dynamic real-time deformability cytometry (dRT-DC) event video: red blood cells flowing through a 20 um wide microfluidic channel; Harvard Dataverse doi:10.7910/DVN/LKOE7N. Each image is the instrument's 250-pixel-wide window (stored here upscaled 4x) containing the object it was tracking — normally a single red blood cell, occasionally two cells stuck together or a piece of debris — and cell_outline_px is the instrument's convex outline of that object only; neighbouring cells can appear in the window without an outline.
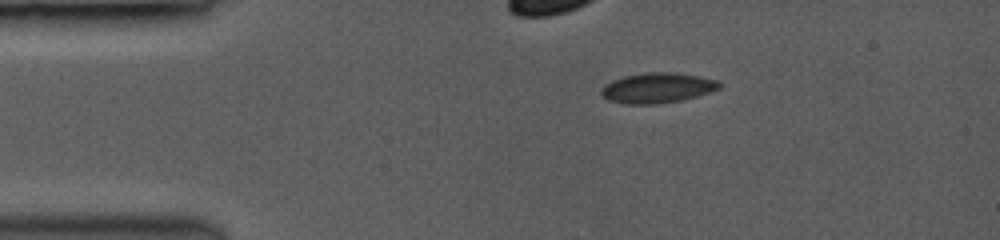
{"species": "common noctule bat (a hibernating species)", "species_latin": "Nyctalus noctula", "temperature_condition": "room temperature", "stored_images_in_passage": 15, "camera_frame_rate_fps": 3500, "um_per_image_px": 0.085, "animal": {"sex": "female", "body_mass_g": 19.0, "forearm_length_mm": 53.3}, "frame": {"image": 1, "passage_image": 1, "time_ms": 0.0, "image_size_px": [1000, 240], "cell_outline_px": [[720, 88], [712, 92], [684, 100], [656, 104], [624, 104], [608, 100], [600, 92], [612, 80], [624, 76], [652, 72], [660, 72], [696, 76], [716, 80], [720, 84]], "centroid_in_image_um": [55.89, 7.5], "position_along_channel_um": 29.1, "area_um2": 20.4}}
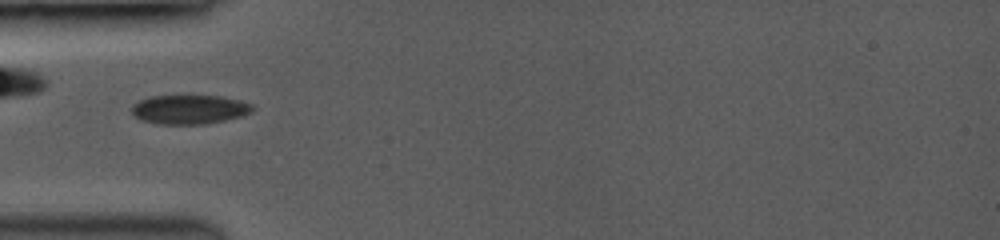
{"frame": {"image": 2, "passage_image": 9, "time_ms": 2.286, "image_size_px": [1000, 240], "cell_outline_px": [[252, 112], [240, 116], [224, 120], [204, 124], [156, 124], [140, 120], [132, 112], [132, 108], [140, 100], [152, 96], [216, 96], [236, 100], [252, 104]], "centroid_in_image_um": [16.07, 9.31], "position_along_channel_um": 68.9, "area_um2": 20.11}}